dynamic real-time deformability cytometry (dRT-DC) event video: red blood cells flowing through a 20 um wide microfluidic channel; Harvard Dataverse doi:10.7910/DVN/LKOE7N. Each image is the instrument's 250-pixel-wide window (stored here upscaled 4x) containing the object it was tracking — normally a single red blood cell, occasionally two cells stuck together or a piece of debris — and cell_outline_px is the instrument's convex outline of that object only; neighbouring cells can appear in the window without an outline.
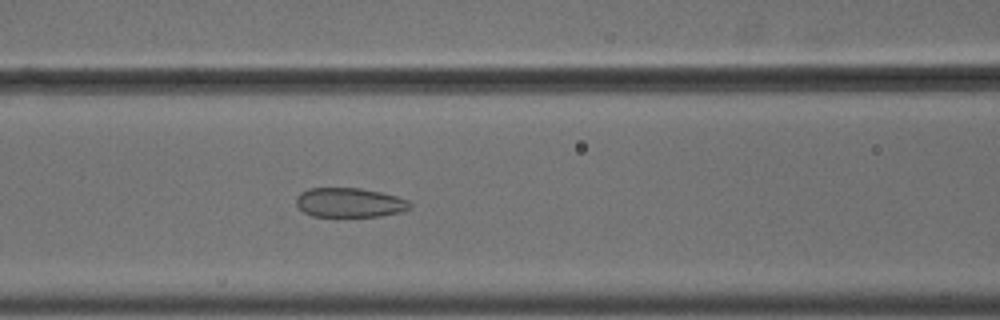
{"species": "common noctule bat (a hibernating species)", "species_latin": "Nyctalus noctula", "temperature_condition": "cold", "stored_images_in_passage": 56, "camera_frame_rate_fps": 3000, "um_per_image_px": 0.085, "animal": {"sex": "male", "body_mass_g": 18.8}, "frame": {"image": 1, "passage_image": 25, "time_ms": 8.0, "image_size_px": [1000, 320], "cell_outline_px": [[412, 204], [408, 208], [400, 212], [380, 216], [312, 216], [304, 212], [296, 204], [296, 196], [300, 192], [308, 188], [360, 188], [380, 192], [396, 196], [408, 200]], "centroid_in_image_um": [29.68, 17.21], "position_along_channel_um": 136.9, "area_um2": 19.42}}
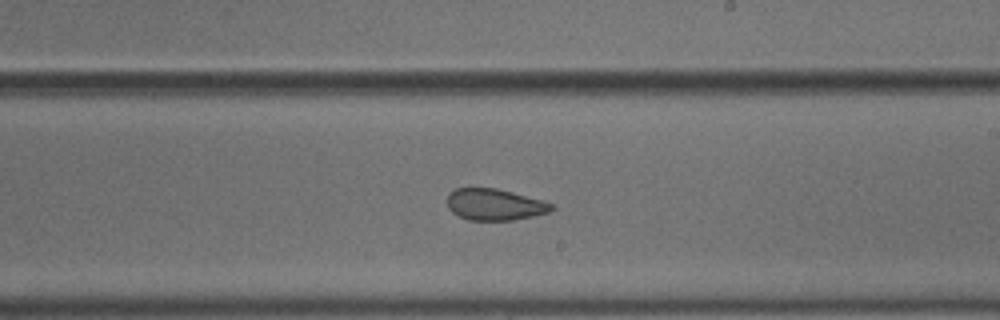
{"frame": {"image": 2, "passage_image": 34, "time_ms": 11.0, "image_size_px": [1000, 320], "cell_outline_px": [[556, 208], [548, 212], [532, 216], [512, 220], [468, 220], [452, 212], [448, 208], [448, 192], [456, 188], [496, 188], [544, 200], [552, 204]], "centroid_in_image_um": [42.05, 17.38], "position_along_channel_um": 247.0, "area_um2": 19.13}}
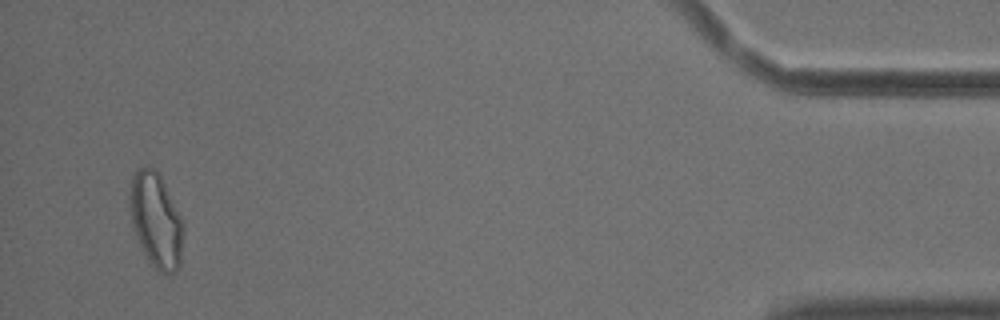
{"frame": {"image": 3, "passage_image": 54, "time_ms": 17.667, "image_size_px": [1000, 320], "cell_outline_px": [[184, 232], [180, 264], [176, 272], [168, 276], [160, 272], [148, 264], [132, 224], [128, 196], [132, 176], [136, 168], [148, 164], [156, 168], [184, 224]], "centroid_in_image_um": [13.25, 18.73], "position_along_channel_um": 422.0, "area_um2": 30.11}, "authors_computed_cell_mechanics": {"area_um2": 23.4957, "velocity_mm_per_s": 3.6646, "shape_relaxation_time_tau1_ms": null, "shape_relaxation_time_tau2_ms": 1.6403, "deformation_change_tau1": null, "deformation_change_tau2": 0.069}}